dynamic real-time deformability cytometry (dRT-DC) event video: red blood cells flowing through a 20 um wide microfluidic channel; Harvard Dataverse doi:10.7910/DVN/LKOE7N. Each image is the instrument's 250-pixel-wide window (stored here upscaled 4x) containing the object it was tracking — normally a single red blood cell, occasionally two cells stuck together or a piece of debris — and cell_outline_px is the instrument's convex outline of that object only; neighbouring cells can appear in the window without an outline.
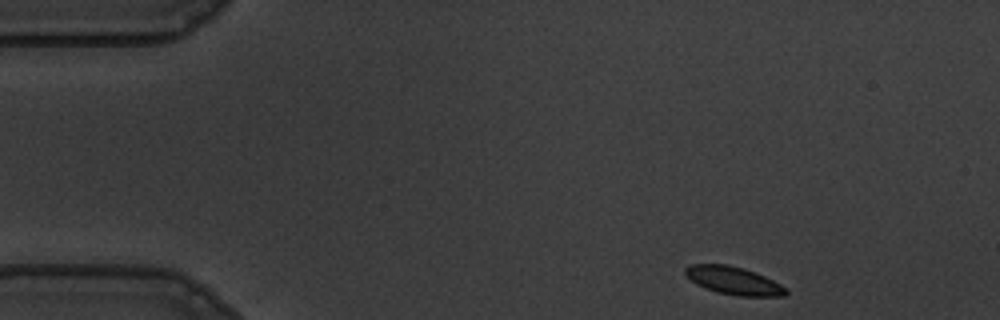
{"species": "common noctule bat (a hibernating species)", "species_latin": "Nyctalus noctula", "temperature_condition": "warm", "stored_images_in_passage": 50, "camera_frame_rate_fps": 3000, "um_per_image_px": 0.085, "animal": {"sex": "male", "body_mass_g": 19.5, "forearm_length_mm": 54.6}, "frame": {"image": 1, "passage_image": 1, "time_ms": 0.0, "image_size_px": [1000, 320], "cell_outline_px": [[788, 292], [784, 296], [736, 296], [716, 292], [704, 288], [696, 284], [684, 272], [684, 268], [692, 264], [728, 264], [744, 268], [756, 272], [788, 288]], "centroid_in_image_um": [62.37, 23.85], "position_along_channel_um": 22.6, "area_um2": 16.47}}
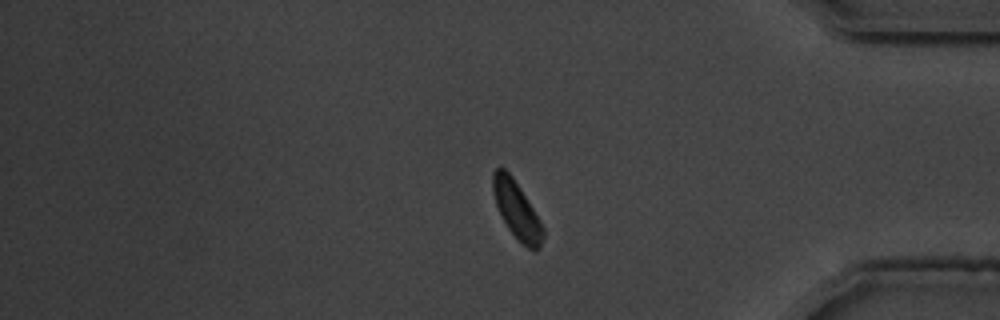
{"frame": {"image": 2, "passage_image": 41, "time_ms": 13.333, "image_size_px": [1000, 320], "cell_outline_px": [[544, 236], [540, 248], [536, 252], [528, 248], [508, 228], [496, 204], [492, 192], [492, 172], [496, 168], [504, 168], [512, 176], [520, 188], [540, 220], [544, 228]], "centroid_in_image_um": [43.93, 17.84], "position_along_channel_um": 391.3, "area_um2": 16.47}}
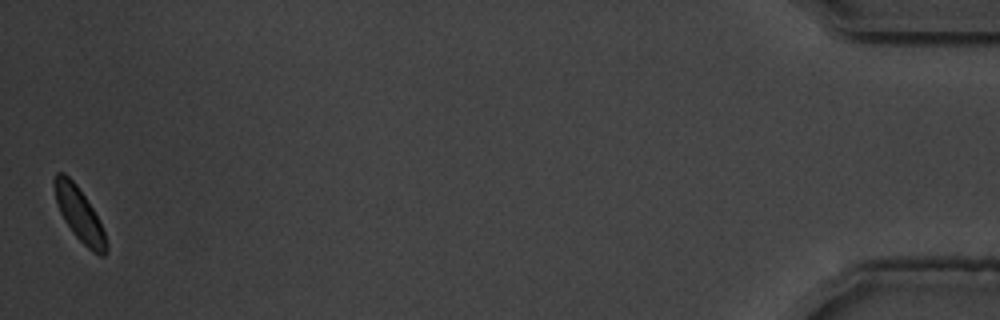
{"frame": {"image": 3, "passage_image": 50, "time_ms": 16.333, "image_size_px": [1000, 320], "cell_outline_px": [[108, 252], [104, 256], [100, 256], [92, 252], [72, 232], [64, 220], [60, 212], [56, 200], [52, 184], [52, 180], [56, 172], [64, 172], [76, 184], [92, 208], [104, 232], [108, 244]], "centroid_in_image_um": [6.72, 18.21], "position_along_channel_um": 428.5, "area_um2": 16.13}, "authors_computed_cell_mechanics": {"area_um2": 17.051, "velocity_mm_per_s": 3.5309, "shape_relaxation_time_tau1_ms": 4.9971, "shape_relaxation_time_tau2_ms": null, "deformation_change_tau1": 0.118, "deformation_change_tau2": null}}